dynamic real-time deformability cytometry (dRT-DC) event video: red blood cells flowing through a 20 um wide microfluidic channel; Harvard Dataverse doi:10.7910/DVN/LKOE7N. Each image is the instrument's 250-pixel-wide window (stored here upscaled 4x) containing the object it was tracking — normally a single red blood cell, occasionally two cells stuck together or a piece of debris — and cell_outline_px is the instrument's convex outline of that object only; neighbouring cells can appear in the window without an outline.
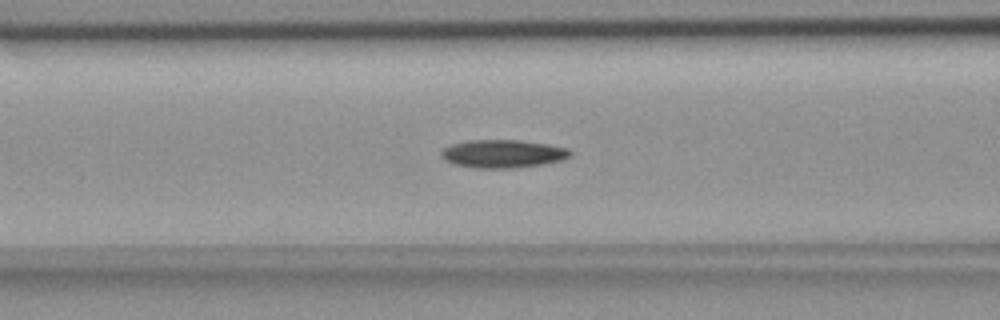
{"species": "common noctule bat (a hibernating species)", "species_latin": "Nyctalus noctula", "temperature_condition": "room temperature", "stored_images_in_passage": 51, "camera_frame_rate_fps": 3000, "um_per_image_px": 0.085, "animal": {"sex": "female", "body_mass_g": 18.4}, "frame": {"image": 1, "passage_image": 18, "time_ms": 5.667, "image_size_px": [1000, 320], "cell_outline_px": [[572, 152], [564, 160], [544, 164], [512, 168], [476, 168], [456, 164], [440, 156], [440, 152], [444, 148], [452, 144], [468, 140], [520, 140], [548, 144], [568, 148]], "centroid_in_image_um": [42.77, 13.06], "position_along_channel_um": 123.8, "area_um2": 21.04}}
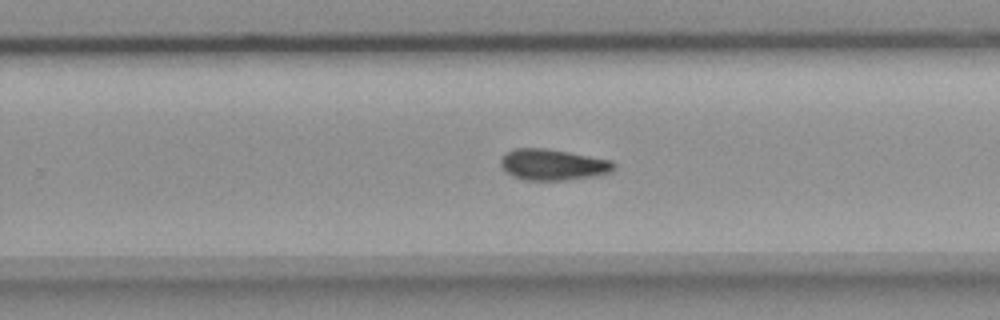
{"frame": {"image": 2, "passage_image": 31, "time_ms": 10.0, "image_size_px": [1000, 320], "cell_outline_px": [[616, 168], [612, 172], [592, 176], [564, 180], [524, 180], [512, 176], [500, 164], [500, 160], [512, 148], [544, 148], [568, 152], [612, 160], [616, 164]], "centroid_in_image_um": [47.02, 13.99], "position_along_channel_um": 282.8, "area_um2": 20.4}}
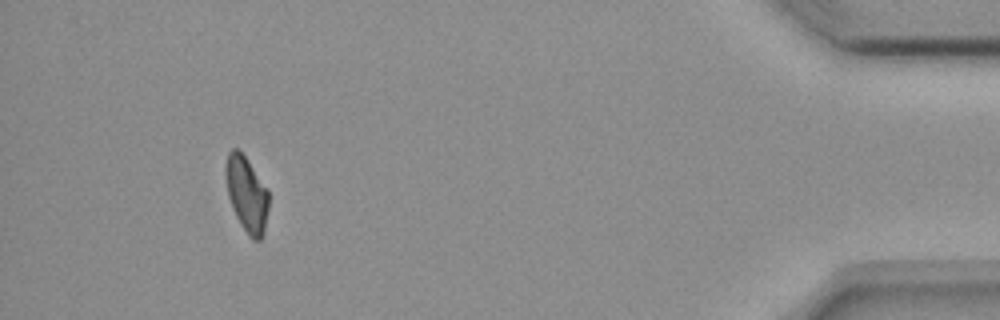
{"frame": {"image": 3, "passage_image": 47, "time_ms": 15.333, "image_size_px": [1000, 320], "cell_outline_px": [[268, 208], [264, 232], [260, 240], [252, 240], [248, 236], [240, 224], [236, 216], [228, 196], [224, 172], [228, 152], [232, 148], [240, 148], [268, 188]], "centroid_in_image_um": [20.96, 16.46], "position_along_channel_um": 414.2, "area_um2": 19.25}, "authors_computed_cell_mechanics": {"area_um2": 19.8254, "velocity_mm_per_s": 3.6868, "shape_relaxation_time_tau1_ms": 5.5313, "shape_relaxation_time_tau2_ms": null, "deformation_change_tau1": 0.1475, "deformation_change_tau2": null}}